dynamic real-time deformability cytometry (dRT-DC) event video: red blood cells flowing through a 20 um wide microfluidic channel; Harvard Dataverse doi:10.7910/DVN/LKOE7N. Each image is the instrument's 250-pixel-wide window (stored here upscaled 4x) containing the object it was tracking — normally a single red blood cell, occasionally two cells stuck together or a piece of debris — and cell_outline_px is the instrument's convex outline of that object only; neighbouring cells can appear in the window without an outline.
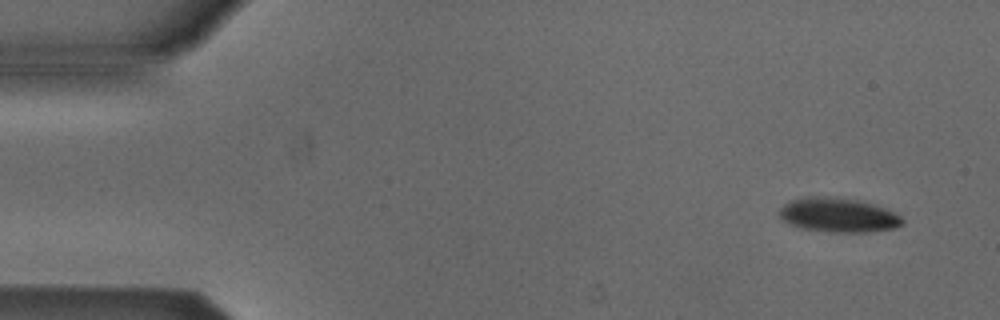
{"species": "Egyptian fruit bat (a non-hibernating species)", "species_latin": "Rousettus aegyptiacus", "temperature_condition": "cold", "stored_images_in_passage": 4, "camera_frame_rate_fps": 3000, "um_per_image_px": 0.085, "animal": {"sex": "male"}, "frame": {"image": 1, "passage_image": 1, "time_ms": 0.0, "image_size_px": [1000, 320], "cell_outline_px": [[904, 224], [896, 228], [864, 232], [832, 232], [800, 228], [784, 220], [780, 216], [780, 208], [784, 204], [792, 200], [812, 196], [836, 196], [860, 200], [896, 212], [904, 220]], "centroid_in_image_um": [71.3, 18.27], "position_along_channel_um": 13.7, "area_um2": 24.62}}
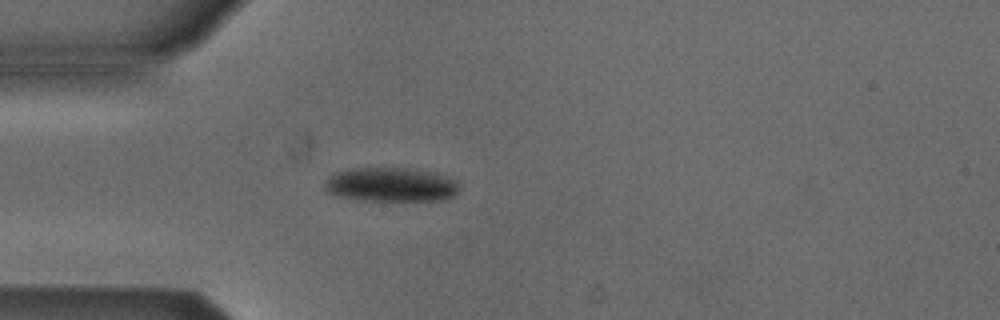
{"frame": {"image": 2, "passage_image": 4, "time_ms": 3.667, "image_size_px": [1000, 320], "cell_outline_px": [[460, 188], [452, 196], [444, 200], [360, 200], [328, 192], [324, 188], [324, 180], [332, 172], [348, 168], [408, 168], [448, 176], [456, 180], [460, 184]], "centroid_in_image_um": [33.2, 15.68], "position_along_channel_um": 51.8, "area_um2": 26.82}}